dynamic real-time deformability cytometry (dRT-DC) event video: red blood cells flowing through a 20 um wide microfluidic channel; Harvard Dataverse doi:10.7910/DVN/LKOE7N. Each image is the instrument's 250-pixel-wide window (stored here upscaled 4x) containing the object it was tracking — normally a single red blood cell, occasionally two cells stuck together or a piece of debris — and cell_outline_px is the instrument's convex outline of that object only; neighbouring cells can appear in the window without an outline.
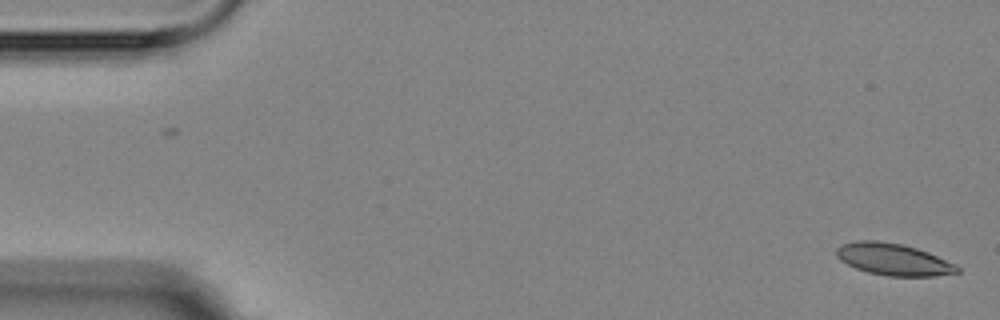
{"species": "Egyptian fruit bat (a non-hibernating species)", "species_latin": "Rousettus aegyptiacus", "temperature_condition": "room temperature", "stored_images_in_passage": 2, "camera_frame_rate_fps": 3000, "um_per_image_px": 0.085, "animal": {"sex": "female"}, "frame": {"image": 1, "passage_image": 2, "time_ms": 1.0, "image_size_px": [1000, 320], "cell_outline_px": [[960, 272], [936, 276], [888, 276], [868, 272], [856, 268], [840, 260], [836, 256], [836, 248], [840, 244], [860, 240], [876, 240], [900, 244], [916, 248], [928, 252], [960, 268]], "centroid_in_image_um": [75.89, 22.04], "position_along_channel_um": 9.1, "area_um2": 22.2}}